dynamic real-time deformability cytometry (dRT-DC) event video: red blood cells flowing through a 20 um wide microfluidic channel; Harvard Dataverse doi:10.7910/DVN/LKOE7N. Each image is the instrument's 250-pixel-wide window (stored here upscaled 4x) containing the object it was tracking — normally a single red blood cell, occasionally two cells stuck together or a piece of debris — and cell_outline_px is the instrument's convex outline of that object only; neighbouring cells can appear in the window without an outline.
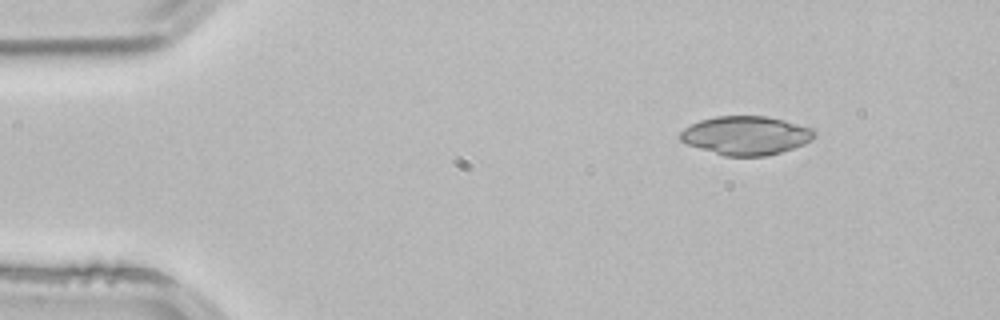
{"species": "common noctule bat (a hibernating species)", "species_latin": "Nyctalus noctula", "temperature_condition": "room temperature", "stored_images_in_passage": 3, "camera_frame_rate_fps": 3000, "um_per_image_px": 0.085, "animal": {"sex": "male", "body_mass_g": 21.5, "forearm_length_mm": 52.0}, "frame": {"image": 1, "passage_image": 1, "time_ms": 0.0, "image_size_px": [1000, 320], "cell_outline_px": [[816, 136], [812, 140], [804, 144], [780, 152], [764, 156], [724, 156], [688, 144], [680, 140], [680, 132], [684, 128], [700, 120], [716, 116], [764, 116], [784, 120], [816, 128]], "centroid_in_image_um": [63.45, 11.51], "position_along_channel_um": 21.5, "area_um2": 30.29}}